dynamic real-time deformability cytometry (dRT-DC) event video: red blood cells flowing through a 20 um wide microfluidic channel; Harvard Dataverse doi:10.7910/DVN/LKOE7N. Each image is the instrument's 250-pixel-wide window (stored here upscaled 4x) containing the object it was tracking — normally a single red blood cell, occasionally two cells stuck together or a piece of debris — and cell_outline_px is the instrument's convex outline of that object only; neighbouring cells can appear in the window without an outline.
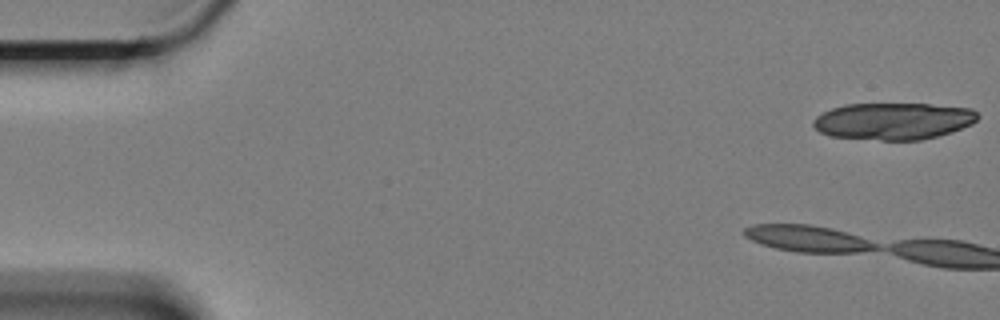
{"species": "Egyptian fruit bat (a non-hibernating species)", "species_latin": "Rousettus aegyptiacus", "temperature_condition": "cold", "stored_images_in_passage": 7, "camera_frame_rate_fps": 3000, "um_per_image_px": 0.085, "animal": {"sex": "female"}, "frame": {"image": 1, "passage_image": 1, "time_ms": 0.0, "image_size_px": [1000, 320], "cell_outline_px": [[980, 116], [972, 124], [952, 132], [920, 140], [880, 140], [832, 136], [820, 132], [812, 124], [812, 120], [816, 116], [832, 108], [844, 104], [928, 104], [972, 108]], "centroid_in_image_um": [75.94, 10.29], "position_along_channel_um": 9.1, "area_um2": 35.37}}